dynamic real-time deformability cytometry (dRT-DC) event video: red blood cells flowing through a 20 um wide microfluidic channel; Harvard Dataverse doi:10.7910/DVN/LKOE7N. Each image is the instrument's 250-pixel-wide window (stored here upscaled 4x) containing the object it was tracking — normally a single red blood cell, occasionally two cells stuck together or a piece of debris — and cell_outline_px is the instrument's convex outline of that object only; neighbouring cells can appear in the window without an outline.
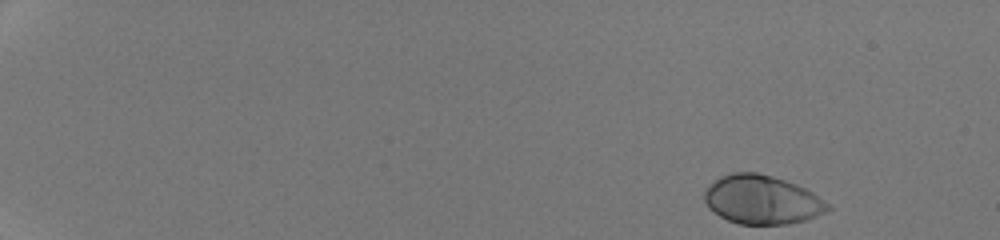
{"species": "human", "species_latin": "Homo sapiens", "temperature_condition": "room temperature", "stored_images_in_passage": 47, "camera_frame_rate_fps": 3000, "um_per_image_px": 0.085, "donor": {"sex": "male"}, "frame": {"image": 1, "passage_image": 1, "time_ms": 0.0, "image_size_px": [1000, 240], "cell_outline_px": [[832, 208], [816, 216], [804, 220], [788, 224], [740, 224], [728, 220], [720, 216], [708, 208], [704, 200], [704, 192], [720, 176], [732, 172], [756, 172], [772, 176], [796, 184], [812, 192], [828, 204]], "centroid_in_image_um": [64.75, 16.98], "position_along_channel_um": 20.3, "area_um2": 34.8}}
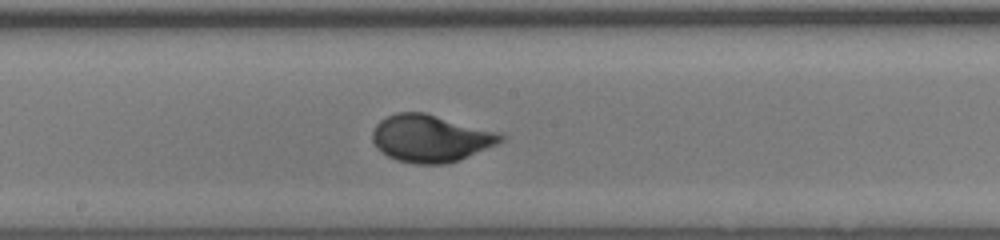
{"frame": {"image": 2, "passage_image": 27, "time_ms": 8.667, "image_size_px": [1000, 240], "cell_outline_px": [[504, 140], [496, 144], [460, 160], [444, 164], [416, 164], [396, 160], [380, 152], [376, 148], [372, 140], [372, 132], [376, 124], [380, 120], [396, 112], [424, 112], [496, 132], [504, 136]], "centroid_in_image_um": [36.54, 11.77], "position_along_channel_um": 211.7, "area_um2": 35.08}}
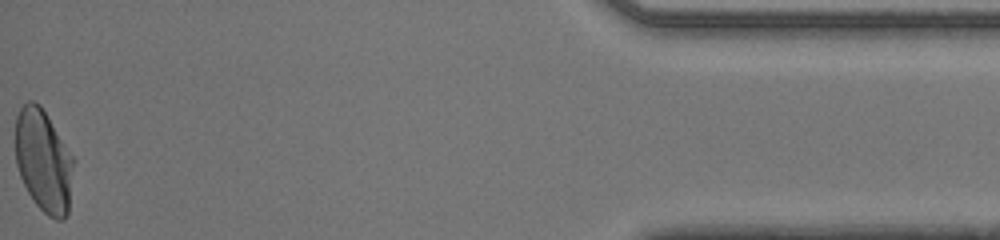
{"frame": {"image": 3, "passage_image": 47, "time_ms": 15.333, "image_size_px": [1000, 240], "cell_outline_px": [[76, 160], [68, 212], [64, 220], [56, 220], [48, 216], [32, 200], [20, 176], [16, 164], [16, 116], [20, 108], [28, 100], [32, 100], [40, 104]], "centroid_in_image_um": [3.73, 13.69], "position_along_channel_um": 431.5, "area_um2": 35.2}, "authors_computed_cell_mechanics": {"area_um2": 34.1598, "velocity_mm_per_s": 4.2918, "shape_relaxation_time_tau1_ms": 2.6392, "shape_relaxation_time_tau2_ms": null, "deformation_change_tau1": 0.1611, "deformation_change_tau2": null}}